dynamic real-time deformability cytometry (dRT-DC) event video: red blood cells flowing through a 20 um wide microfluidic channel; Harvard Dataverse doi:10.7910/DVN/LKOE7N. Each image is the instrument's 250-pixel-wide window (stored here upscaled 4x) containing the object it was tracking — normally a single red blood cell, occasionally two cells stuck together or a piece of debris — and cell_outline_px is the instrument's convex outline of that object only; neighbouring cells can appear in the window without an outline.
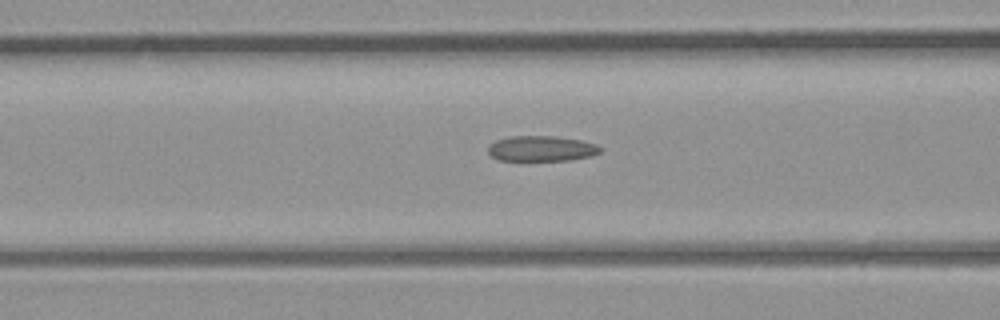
{"species": "common noctule bat (a hibernating species)", "species_latin": "Nyctalus noctula", "temperature_condition": "room temperature", "stored_images_in_passage": 7, "camera_frame_rate_fps": 3000, "um_per_image_px": 0.085, "animal": {"sex": "male", "body_mass_g": 23.1, "forearm_length_mm": 52.7}, "frame": {"image": 1, "passage_image": 5, "time_ms": 4.667, "image_size_px": [1000, 320], "cell_outline_px": [[604, 148], [600, 152], [592, 156], [572, 160], [520, 164], [496, 160], [488, 152], [488, 144], [496, 140], [512, 136], [552, 136], [580, 140], [596, 144]], "centroid_in_image_um": [45.97, 12.7], "position_along_channel_um": 120.6, "area_um2": 17.8}}
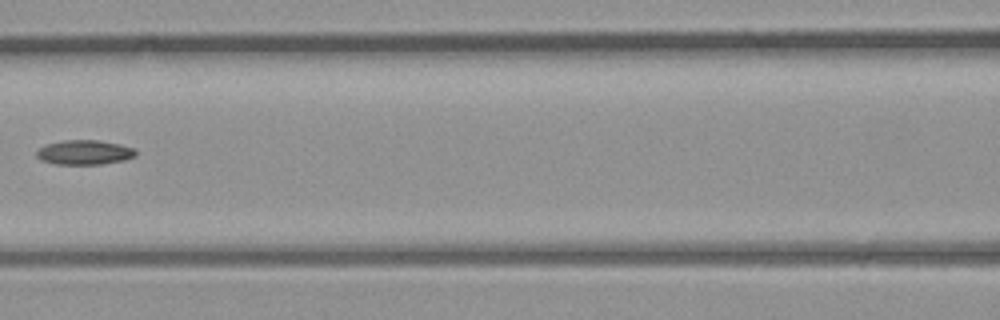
{"frame": {"image": 2, "passage_image": 7, "time_ms": 7.667, "image_size_px": [1000, 320], "cell_outline_px": [[136, 156], [124, 160], [100, 164], [56, 164], [40, 160], [36, 156], [36, 152], [44, 144], [64, 140], [96, 140], [120, 144], [136, 148]], "centroid_in_image_um": [7.17, 12.94], "position_along_channel_um": 159.4, "area_um2": 14.28}}